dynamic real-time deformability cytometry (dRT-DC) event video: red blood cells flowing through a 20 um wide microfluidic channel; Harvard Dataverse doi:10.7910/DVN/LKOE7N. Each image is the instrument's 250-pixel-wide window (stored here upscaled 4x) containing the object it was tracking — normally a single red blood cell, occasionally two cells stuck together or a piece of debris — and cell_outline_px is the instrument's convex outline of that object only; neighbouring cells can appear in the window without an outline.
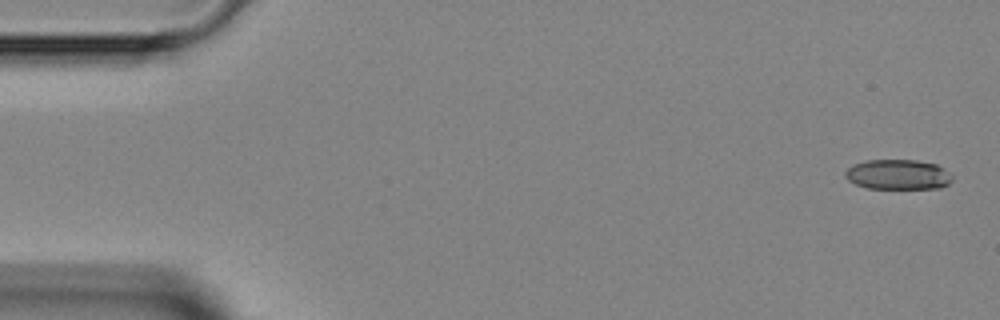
{"species": "Egyptian fruit bat (a non-hibernating species)", "species_latin": "Rousettus aegyptiacus", "temperature_condition": "room temperature", "stored_images_in_passage": 4, "camera_frame_rate_fps": 3000, "um_per_image_px": 0.085, "animal": {"sex": "female"}, "frame": {"image": 1, "passage_image": 1, "time_ms": 0.0, "image_size_px": [1000, 320], "cell_outline_px": [[952, 180], [948, 184], [940, 188], [868, 188], [856, 184], [848, 180], [844, 176], [844, 172], [852, 164], [868, 160], [916, 160], [936, 164], [944, 168], [952, 176]], "centroid_in_image_um": [76.32, 14.83], "position_along_channel_um": 8.7, "area_um2": 18.73}}
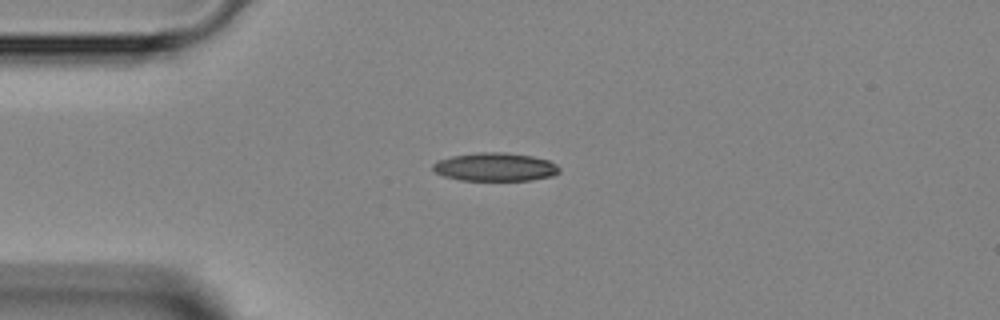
{"frame": {"image": 2, "passage_image": 4, "time_ms": 3.333, "image_size_px": [1000, 320], "cell_outline_px": [[560, 172], [552, 176], [532, 180], [460, 180], [444, 176], [436, 172], [432, 168], [432, 164], [440, 160], [452, 156], [476, 152], [504, 152], [532, 156], [548, 160], [556, 164], [560, 168]], "centroid_in_image_um": [42.11, 14.19], "position_along_channel_um": 42.9, "area_um2": 20.87}}